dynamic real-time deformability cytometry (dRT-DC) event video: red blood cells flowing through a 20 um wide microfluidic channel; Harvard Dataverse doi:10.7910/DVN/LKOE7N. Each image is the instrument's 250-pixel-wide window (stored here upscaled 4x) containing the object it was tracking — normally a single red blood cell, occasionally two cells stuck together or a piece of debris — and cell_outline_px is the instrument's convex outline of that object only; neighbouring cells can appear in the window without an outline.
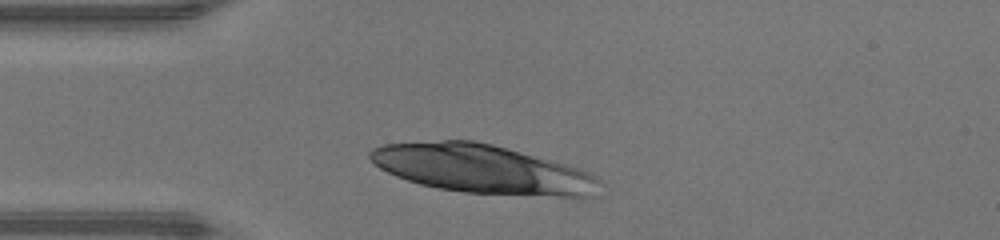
{"species": "human", "species_latin": "Homo sapiens", "temperature_condition": "warm", "stored_images_in_passage": 7, "camera_frame_rate_fps": 3000, "um_per_image_px": 0.085, "donor": {"sex": "male"}, "frame": {"image": 1, "passage_image": 2, "time_ms": 0.333, "image_size_px": [1000, 240], "cell_outline_px": [[604, 184], [596, 196], [556, 196], [464, 192], [436, 188], [420, 184], [396, 176], [380, 168], [368, 156], [368, 152], [372, 148], [384, 144], [444, 140], [472, 140], [492, 144], [552, 160], [580, 168], [596, 176]], "centroid_in_image_um": [41.04, 14.37], "position_along_channel_um": 44.0, "area_um2": 64.91}}